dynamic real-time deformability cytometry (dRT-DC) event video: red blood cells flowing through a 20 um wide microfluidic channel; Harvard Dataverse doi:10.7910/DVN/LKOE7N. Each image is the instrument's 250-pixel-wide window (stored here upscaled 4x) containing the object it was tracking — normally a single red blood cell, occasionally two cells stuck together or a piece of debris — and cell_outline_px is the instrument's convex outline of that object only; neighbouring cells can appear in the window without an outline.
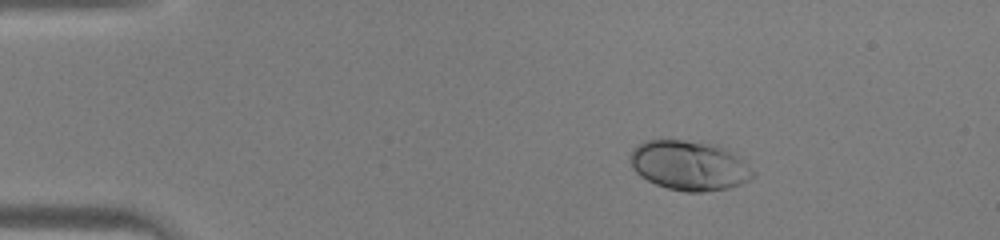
{"species": "human", "species_latin": "Homo sapiens", "temperature_condition": "warm", "stored_images_in_passage": 38, "camera_frame_rate_fps": 3000, "um_per_image_px": 0.085, "donor": {"sex": "male"}, "frame": {"image": 1, "passage_image": 1, "time_ms": 0.0, "image_size_px": [1000, 240], "cell_outline_px": [[756, 176], [740, 184], [728, 188], [704, 192], [684, 192], [668, 188], [656, 184], [640, 176], [632, 168], [628, 156], [632, 148], [644, 140], [684, 140], [716, 144], [724, 148], [736, 156], [756, 172]], "centroid_in_image_um": [58.54, 14.07], "position_along_channel_um": 26.5, "area_um2": 35.66}}
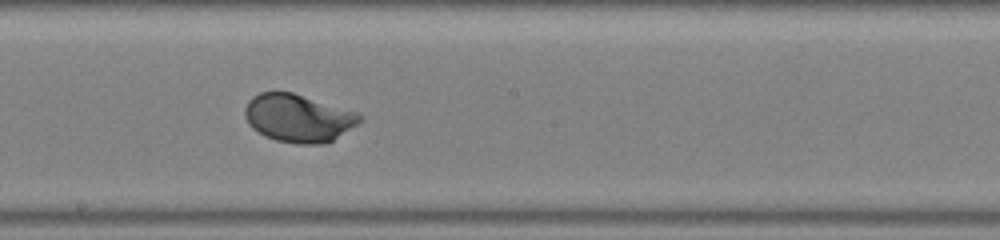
{"frame": {"image": 2, "passage_image": 19, "time_ms": 6.0, "image_size_px": [1000, 240], "cell_outline_px": [[364, 120], [332, 140], [320, 144], [296, 144], [276, 140], [252, 128], [248, 124], [244, 116], [244, 108], [248, 100], [252, 96], [260, 92], [292, 92], [360, 112], [364, 116]], "centroid_in_image_um": [25.38, 10.02], "position_along_channel_um": 222.8, "area_um2": 32.25}}
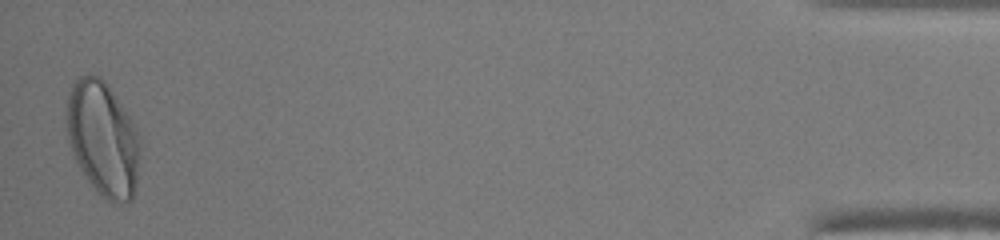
{"frame": {"image": 3, "passage_image": 38, "time_ms": 12.333, "image_size_px": [1000, 240], "cell_outline_px": [[140, 144], [136, 180], [132, 200], [124, 204], [116, 204], [104, 200], [100, 196], [88, 180], [80, 168], [72, 152], [68, 136], [68, 96], [72, 80], [80, 76], [100, 76], [108, 84], [128, 116], [136, 132]], "centroid_in_image_um": [8.74, 11.82], "position_along_channel_um": 426.5, "area_um2": 48.38}}